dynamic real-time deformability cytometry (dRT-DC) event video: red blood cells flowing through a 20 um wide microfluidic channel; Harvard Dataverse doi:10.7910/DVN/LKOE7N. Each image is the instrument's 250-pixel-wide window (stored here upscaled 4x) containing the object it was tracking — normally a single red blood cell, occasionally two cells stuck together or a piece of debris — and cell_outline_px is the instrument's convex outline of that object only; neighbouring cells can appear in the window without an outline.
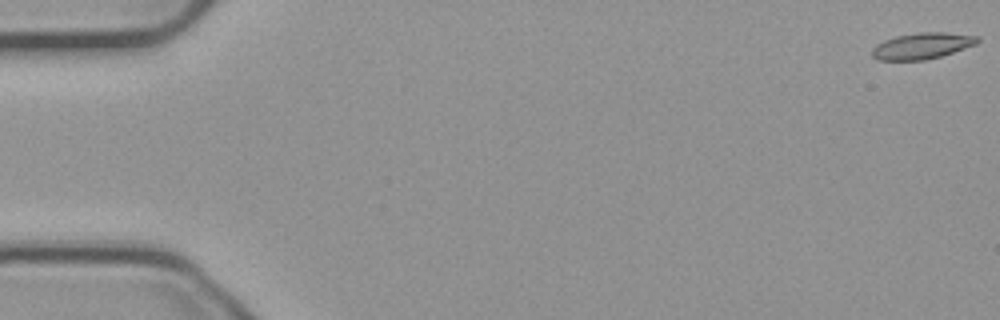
{"species": "common noctule bat (a hibernating species)", "species_latin": "Nyctalus noctula", "temperature_condition": "cold", "stored_images_in_passage": 56, "camera_frame_rate_fps": 3000, "um_per_image_px": 0.085, "animal": {"sex": "male", "body_mass_g": 23.1, "forearm_length_mm": 52.7}, "frame": {"image": 1, "passage_image": 1, "time_ms": 0.0, "image_size_px": [1000, 320], "cell_outline_px": [[980, 40], [976, 44], [940, 56], [924, 60], [876, 60], [872, 56], [872, 48], [876, 44], [884, 40], [896, 36], [920, 32], [944, 32], [980, 36]], "centroid_in_image_um": [78.36, 3.89], "position_along_channel_um": 6.6, "area_um2": 16.07}}
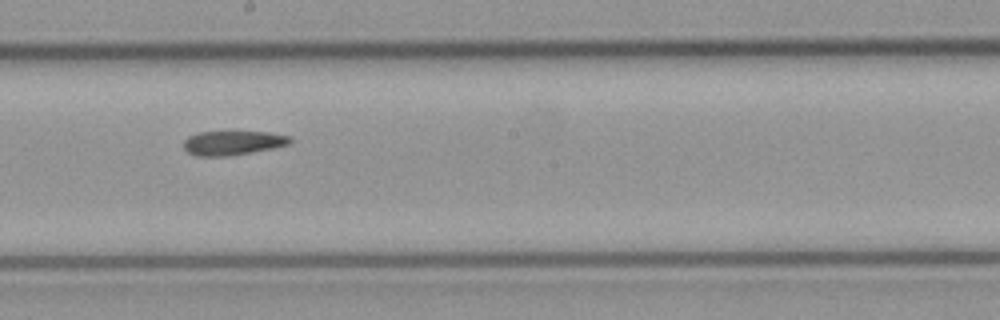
{"frame": {"image": 2, "passage_image": 31, "time_ms": 10.0, "image_size_px": [1000, 320], "cell_outline_px": [[292, 140], [288, 144], [272, 148], [252, 152], [228, 156], [196, 156], [188, 152], [184, 148], [184, 140], [188, 136], [200, 132], [268, 132], [292, 136]], "centroid_in_image_um": [19.78, 12.14], "position_along_channel_um": 228.4, "area_um2": 14.97}}
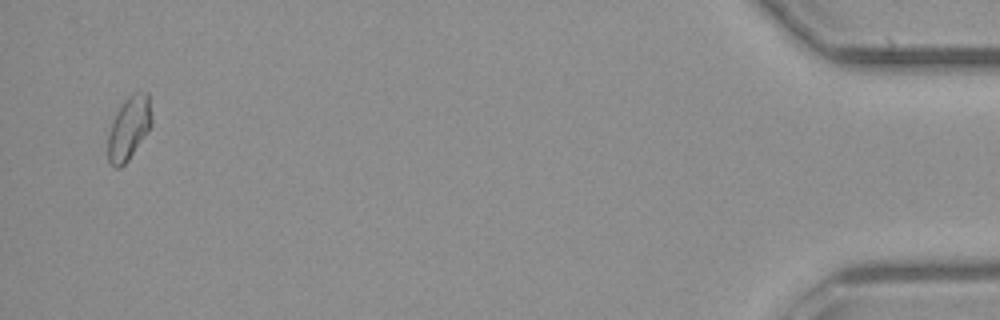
{"frame": {"image": 3, "passage_image": 54, "time_ms": 17.667, "image_size_px": [1000, 320], "cell_outline_px": [[152, 124], [128, 160], [120, 168], [116, 168], [108, 160], [108, 136], [112, 120], [124, 100], [128, 96], [136, 92], [148, 92], [152, 116]], "centroid_in_image_um": [10.96, 10.87], "position_along_channel_um": 424.2, "area_um2": 15.95}, "authors_computed_cell_mechanics": {"area_um2": 15.895, "velocity_mm_per_s": 3.7345, "shape_relaxation_time_tau1_ms": null, "shape_relaxation_time_tau2_ms": 4.9029, "deformation_change_tau1": null, "deformation_change_tau2": 0.1153}}